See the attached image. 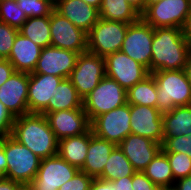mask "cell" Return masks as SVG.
Instances as JSON below:
<instances>
[{
	"mask_svg": "<svg viewBox=\"0 0 191 190\" xmlns=\"http://www.w3.org/2000/svg\"><path fill=\"white\" fill-rule=\"evenodd\" d=\"M174 179L191 176V158L186 153L165 152Z\"/></svg>",
	"mask_w": 191,
	"mask_h": 190,
	"instance_id": "cell-33",
	"label": "cell"
},
{
	"mask_svg": "<svg viewBox=\"0 0 191 190\" xmlns=\"http://www.w3.org/2000/svg\"><path fill=\"white\" fill-rule=\"evenodd\" d=\"M71 109H84L83 99L71 81L66 78L57 86L54 98L50 99L48 106L40 114L46 115L51 112Z\"/></svg>",
	"mask_w": 191,
	"mask_h": 190,
	"instance_id": "cell-25",
	"label": "cell"
},
{
	"mask_svg": "<svg viewBox=\"0 0 191 190\" xmlns=\"http://www.w3.org/2000/svg\"><path fill=\"white\" fill-rule=\"evenodd\" d=\"M131 134L139 135L163 144L162 113L155 107L130 105Z\"/></svg>",
	"mask_w": 191,
	"mask_h": 190,
	"instance_id": "cell-15",
	"label": "cell"
},
{
	"mask_svg": "<svg viewBox=\"0 0 191 190\" xmlns=\"http://www.w3.org/2000/svg\"><path fill=\"white\" fill-rule=\"evenodd\" d=\"M7 169L6 156L3 149V138L0 140V178L5 177Z\"/></svg>",
	"mask_w": 191,
	"mask_h": 190,
	"instance_id": "cell-44",
	"label": "cell"
},
{
	"mask_svg": "<svg viewBox=\"0 0 191 190\" xmlns=\"http://www.w3.org/2000/svg\"><path fill=\"white\" fill-rule=\"evenodd\" d=\"M93 135V131L90 128L82 135L60 139L58 155L70 165L80 170L85 163L89 141Z\"/></svg>",
	"mask_w": 191,
	"mask_h": 190,
	"instance_id": "cell-23",
	"label": "cell"
},
{
	"mask_svg": "<svg viewBox=\"0 0 191 190\" xmlns=\"http://www.w3.org/2000/svg\"><path fill=\"white\" fill-rule=\"evenodd\" d=\"M118 146L130 161L135 171L140 172L146 169L147 165L162 149V144L135 134H129Z\"/></svg>",
	"mask_w": 191,
	"mask_h": 190,
	"instance_id": "cell-18",
	"label": "cell"
},
{
	"mask_svg": "<svg viewBox=\"0 0 191 190\" xmlns=\"http://www.w3.org/2000/svg\"><path fill=\"white\" fill-rule=\"evenodd\" d=\"M79 171L58 154L41 159L37 175L28 184L31 190H58Z\"/></svg>",
	"mask_w": 191,
	"mask_h": 190,
	"instance_id": "cell-11",
	"label": "cell"
},
{
	"mask_svg": "<svg viewBox=\"0 0 191 190\" xmlns=\"http://www.w3.org/2000/svg\"><path fill=\"white\" fill-rule=\"evenodd\" d=\"M164 152L186 153L191 158V134L168 138L162 144Z\"/></svg>",
	"mask_w": 191,
	"mask_h": 190,
	"instance_id": "cell-35",
	"label": "cell"
},
{
	"mask_svg": "<svg viewBox=\"0 0 191 190\" xmlns=\"http://www.w3.org/2000/svg\"><path fill=\"white\" fill-rule=\"evenodd\" d=\"M157 83L150 73L127 90V103L157 108Z\"/></svg>",
	"mask_w": 191,
	"mask_h": 190,
	"instance_id": "cell-28",
	"label": "cell"
},
{
	"mask_svg": "<svg viewBox=\"0 0 191 190\" xmlns=\"http://www.w3.org/2000/svg\"><path fill=\"white\" fill-rule=\"evenodd\" d=\"M82 1L97 9L100 8L101 3H102V0H82Z\"/></svg>",
	"mask_w": 191,
	"mask_h": 190,
	"instance_id": "cell-48",
	"label": "cell"
},
{
	"mask_svg": "<svg viewBox=\"0 0 191 190\" xmlns=\"http://www.w3.org/2000/svg\"><path fill=\"white\" fill-rule=\"evenodd\" d=\"M21 186L19 182L5 177L0 178V190H18Z\"/></svg>",
	"mask_w": 191,
	"mask_h": 190,
	"instance_id": "cell-42",
	"label": "cell"
},
{
	"mask_svg": "<svg viewBox=\"0 0 191 190\" xmlns=\"http://www.w3.org/2000/svg\"><path fill=\"white\" fill-rule=\"evenodd\" d=\"M130 118V104L126 103L97 116L90 123V128L95 136L118 146L124 138L131 134Z\"/></svg>",
	"mask_w": 191,
	"mask_h": 190,
	"instance_id": "cell-8",
	"label": "cell"
},
{
	"mask_svg": "<svg viewBox=\"0 0 191 190\" xmlns=\"http://www.w3.org/2000/svg\"><path fill=\"white\" fill-rule=\"evenodd\" d=\"M157 186L174 187L175 179L168 161V157L161 149L143 171Z\"/></svg>",
	"mask_w": 191,
	"mask_h": 190,
	"instance_id": "cell-29",
	"label": "cell"
},
{
	"mask_svg": "<svg viewBox=\"0 0 191 190\" xmlns=\"http://www.w3.org/2000/svg\"><path fill=\"white\" fill-rule=\"evenodd\" d=\"M104 59L106 76L115 80L126 91L150 74L145 66L122 51L107 55Z\"/></svg>",
	"mask_w": 191,
	"mask_h": 190,
	"instance_id": "cell-12",
	"label": "cell"
},
{
	"mask_svg": "<svg viewBox=\"0 0 191 190\" xmlns=\"http://www.w3.org/2000/svg\"><path fill=\"white\" fill-rule=\"evenodd\" d=\"M54 9L87 34L100 19L99 9L82 0H55Z\"/></svg>",
	"mask_w": 191,
	"mask_h": 190,
	"instance_id": "cell-20",
	"label": "cell"
},
{
	"mask_svg": "<svg viewBox=\"0 0 191 190\" xmlns=\"http://www.w3.org/2000/svg\"><path fill=\"white\" fill-rule=\"evenodd\" d=\"M3 149L7 161L5 178L28 185L37 175L41 158L11 135L3 138Z\"/></svg>",
	"mask_w": 191,
	"mask_h": 190,
	"instance_id": "cell-4",
	"label": "cell"
},
{
	"mask_svg": "<svg viewBox=\"0 0 191 190\" xmlns=\"http://www.w3.org/2000/svg\"><path fill=\"white\" fill-rule=\"evenodd\" d=\"M191 12V0H161L151 5L141 18L153 28L173 27L182 29Z\"/></svg>",
	"mask_w": 191,
	"mask_h": 190,
	"instance_id": "cell-10",
	"label": "cell"
},
{
	"mask_svg": "<svg viewBox=\"0 0 191 190\" xmlns=\"http://www.w3.org/2000/svg\"><path fill=\"white\" fill-rule=\"evenodd\" d=\"M191 50L182 29L154 28L151 73L154 71L183 70Z\"/></svg>",
	"mask_w": 191,
	"mask_h": 190,
	"instance_id": "cell-1",
	"label": "cell"
},
{
	"mask_svg": "<svg viewBox=\"0 0 191 190\" xmlns=\"http://www.w3.org/2000/svg\"><path fill=\"white\" fill-rule=\"evenodd\" d=\"M140 15L145 12L148 0H126Z\"/></svg>",
	"mask_w": 191,
	"mask_h": 190,
	"instance_id": "cell-45",
	"label": "cell"
},
{
	"mask_svg": "<svg viewBox=\"0 0 191 190\" xmlns=\"http://www.w3.org/2000/svg\"><path fill=\"white\" fill-rule=\"evenodd\" d=\"M159 1H161V0H148L147 5H146V8H145V11H146L151 5L157 4Z\"/></svg>",
	"mask_w": 191,
	"mask_h": 190,
	"instance_id": "cell-49",
	"label": "cell"
},
{
	"mask_svg": "<svg viewBox=\"0 0 191 190\" xmlns=\"http://www.w3.org/2000/svg\"><path fill=\"white\" fill-rule=\"evenodd\" d=\"M184 36L188 43L191 45V12L188 14L185 25L182 28Z\"/></svg>",
	"mask_w": 191,
	"mask_h": 190,
	"instance_id": "cell-46",
	"label": "cell"
},
{
	"mask_svg": "<svg viewBox=\"0 0 191 190\" xmlns=\"http://www.w3.org/2000/svg\"><path fill=\"white\" fill-rule=\"evenodd\" d=\"M51 46L77 53L87 51V33L55 9L50 15Z\"/></svg>",
	"mask_w": 191,
	"mask_h": 190,
	"instance_id": "cell-13",
	"label": "cell"
},
{
	"mask_svg": "<svg viewBox=\"0 0 191 190\" xmlns=\"http://www.w3.org/2000/svg\"><path fill=\"white\" fill-rule=\"evenodd\" d=\"M128 25L100 18L87 34V51L103 58L120 51Z\"/></svg>",
	"mask_w": 191,
	"mask_h": 190,
	"instance_id": "cell-5",
	"label": "cell"
},
{
	"mask_svg": "<svg viewBox=\"0 0 191 190\" xmlns=\"http://www.w3.org/2000/svg\"><path fill=\"white\" fill-rule=\"evenodd\" d=\"M15 72L14 67L8 59L0 60V86L3 85Z\"/></svg>",
	"mask_w": 191,
	"mask_h": 190,
	"instance_id": "cell-39",
	"label": "cell"
},
{
	"mask_svg": "<svg viewBox=\"0 0 191 190\" xmlns=\"http://www.w3.org/2000/svg\"><path fill=\"white\" fill-rule=\"evenodd\" d=\"M45 117L58 140L82 135L90 129V121L84 109L51 112Z\"/></svg>",
	"mask_w": 191,
	"mask_h": 190,
	"instance_id": "cell-17",
	"label": "cell"
},
{
	"mask_svg": "<svg viewBox=\"0 0 191 190\" xmlns=\"http://www.w3.org/2000/svg\"><path fill=\"white\" fill-rule=\"evenodd\" d=\"M18 190H31L28 185H22Z\"/></svg>",
	"mask_w": 191,
	"mask_h": 190,
	"instance_id": "cell-51",
	"label": "cell"
},
{
	"mask_svg": "<svg viewBox=\"0 0 191 190\" xmlns=\"http://www.w3.org/2000/svg\"><path fill=\"white\" fill-rule=\"evenodd\" d=\"M11 136L41 159L58 154L59 140L43 114L29 113L16 117Z\"/></svg>",
	"mask_w": 191,
	"mask_h": 190,
	"instance_id": "cell-2",
	"label": "cell"
},
{
	"mask_svg": "<svg viewBox=\"0 0 191 190\" xmlns=\"http://www.w3.org/2000/svg\"><path fill=\"white\" fill-rule=\"evenodd\" d=\"M151 74L157 83V109L161 113L177 106L191 105V84L184 70L154 71Z\"/></svg>",
	"mask_w": 191,
	"mask_h": 190,
	"instance_id": "cell-3",
	"label": "cell"
},
{
	"mask_svg": "<svg viewBox=\"0 0 191 190\" xmlns=\"http://www.w3.org/2000/svg\"><path fill=\"white\" fill-rule=\"evenodd\" d=\"M132 187L133 190H154L155 185L144 172L136 171L132 176Z\"/></svg>",
	"mask_w": 191,
	"mask_h": 190,
	"instance_id": "cell-38",
	"label": "cell"
},
{
	"mask_svg": "<svg viewBox=\"0 0 191 190\" xmlns=\"http://www.w3.org/2000/svg\"><path fill=\"white\" fill-rule=\"evenodd\" d=\"M106 76L105 59L89 51L80 53L69 80L84 100Z\"/></svg>",
	"mask_w": 191,
	"mask_h": 190,
	"instance_id": "cell-7",
	"label": "cell"
},
{
	"mask_svg": "<svg viewBox=\"0 0 191 190\" xmlns=\"http://www.w3.org/2000/svg\"><path fill=\"white\" fill-rule=\"evenodd\" d=\"M19 30L0 21V58L7 59Z\"/></svg>",
	"mask_w": 191,
	"mask_h": 190,
	"instance_id": "cell-34",
	"label": "cell"
},
{
	"mask_svg": "<svg viewBox=\"0 0 191 190\" xmlns=\"http://www.w3.org/2000/svg\"><path fill=\"white\" fill-rule=\"evenodd\" d=\"M173 188L175 190H191V176L177 179Z\"/></svg>",
	"mask_w": 191,
	"mask_h": 190,
	"instance_id": "cell-43",
	"label": "cell"
},
{
	"mask_svg": "<svg viewBox=\"0 0 191 190\" xmlns=\"http://www.w3.org/2000/svg\"><path fill=\"white\" fill-rule=\"evenodd\" d=\"M93 178L79 170L71 180L60 186L58 190H89Z\"/></svg>",
	"mask_w": 191,
	"mask_h": 190,
	"instance_id": "cell-36",
	"label": "cell"
},
{
	"mask_svg": "<svg viewBox=\"0 0 191 190\" xmlns=\"http://www.w3.org/2000/svg\"><path fill=\"white\" fill-rule=\"evenodd\" d=\"M14 122L15 117L0 102V140L11 135Z\"/></svg>",
	"mask_w": 191,
	"mask_h": 190,
	"instance_id": "cell-37",
	"label": "cell"
},
{
	"mask_svg": "<svg viewBox=\"0 0 191 190\" xmlns=\"http://www.w3.org/2000/svg\"><path fill=\"white\" fill-rule=\"evenodd\" d=\"M183 70L186 74L188 82L191 84V50L186 60L185 68Z\"/></svg>",
	"mask_w": 191,
	"mask_h": 190,
	"instance_id": "cell-47",
	"label": "cell"
},
{
	"mask_svg": "<svg viewBox=\"0 0 191 190\" xmlns=\"http://www.w3.org/2000/svg\"><path fill=\"white\" fill-rule=\"evenodd\" d=\"M154 190H170V188L166 186H157Z\"/></svg>",
	"mask_w": 191,
	"mask_h": 190,
	"instance_id": "cell-50",
	"label": "cell"
},
{
	"mask_svg": "<svg viewBox=\"0 0 191 190\" xmlns=\"http://www.w3.org/2000/svg\"><path fill=\"white\" fill-rule=\"evenodd\" d=\"M27 17L50 16L55 0H16Z\"/></svg>",
	"mask_w": 191,
	"mask_h": 190,
	"instance_id": "cell-32",
	"label": "cell"
},
{
	"mask_svg": "<svg viewBox=\"0 0 191 190\" xmlns=\"http://www.w3.org/2000/svg\"><path fill=\"white\" fill-rule=\"evenodd\" d=\"M79 53L53 46L42 48L34 72L61 78H69L75 68Z\"/></svg>",
	"mask_w": 191,
	"mask_h": 190,
	"instance_id": "cell-16",
	"label": "cell"
},
{
	"mask_svg": "<svg viewBox=\"0 0 191 190\" xmlns=\"http://www.w3.org/2000/svg\"><path fill=\"white\" fill-rule=\"evenodd\" d=\"M130 161L126 158L123 151L116 146L111 152L102 175L99 177L104 180L114 181L118 178L133 176L135 173Z\"/></svg>",
	"mask_w": 191,
	"mask_h": 190,
	"instance_id": "cell-30",
	"label": "cell"
},
{
	"mask_svg": "<svg viewBox=\"0 0 191 190\" xmlns=\"http://www.w3.org/2000/svg\"><path fill=\"white\" fill-rule=\"evenodd\" d=\"M28 86L29 73L19 71L0 86V102L15 118L29 114Z\"/></svg>",
	"mask_w": 191,
	"mask_h": 190,
	"instance_id": "cell-14",
	"label": "cell"
},
{
	"mask_svg": "<svg viewBox=\"0 0 191 190\" xmlns=\"http://www.w3.org/2000/svg\"><path fill=\"white\" fill-rule=\"evenodd\" d=\"M16 0H0V21L20 29L27 20Z\"/></svg>",
	"mask_w": 191,
	"mask_h": 190,
	"instance_id": "cell-31",
	"label": "cell"
},
{
	"mask_svg": "<svg viewBox=\"0 0 191 190\" xmlns=\"http://www.w3.org/2000/svg\"><path fill=\"white\" fill-rule=\"evenodd\" d=\"M115 147L116 145L114 143L93 135L89 141L85 163L80 170L92 178H99Z\"/></svg>",
	"mask_w": 191,
	"mask_h": 190,
	"instance_id": "cell-22",
	"label": "cell"
},
{
	"mask_svg": "<svg viewBox=\"0 0 191 190\" xmlns=\"http://www.w3.org/2000/svg\"><path fill=\"white\" fill-rule=\"evenodd\" d=\"M41 51L40 46L18 33L7 59L15 71L32 73L36 68Z\"/></svg>",
	"mask_w": 191,
	"mask_h": 190,
	"instance_id": "cell-21",
	"label": "cell"
},
{
	"mask_svg": "<svg viewBox=\"0 0 191 190\" xmlns=\"http://www.w3.org/2000/svg\"><path fill=\"white\" fill-rule=\"evenodd\" d=\"M111 182L115 185V190H133L132 176L118 178Z\"/></svg>",
	"mask_w": 191,
	"mask_h": 190,
	"instance_id": "cell-41",
	"label": "cell"
},
{
	"mask_svg": "<svg viewBox=\"0 0 191 190\" xmlns=\"http://www.w3.org/2000/svg\"><path fill=\"white\" fill-rule=\"evenodd\" d=\"M63 79L53 75L29 73V113L40 114L48 106L50 99L54 98L56 88Z\"/></svg>",
	"mask_w": 191,
	"mask_h": 190,
	"instance_id": "cell-19",
	"label": "cell"
},
{
	"mask_svg": "<svg viewBox=\"0 0 191 190\" xmlns=\"http://www.w3.org/2000/svg\"><path fill=\"white\" fill-rule=\"evenodd\" d=\"M154 28L142 18L129 24L121 50L131 59L145 66L151 73Z\"/></svg>",
	"mask_w": 191,
	"mask_h": 190,
	"instance_id": "cell-9",
	"label": "cell"
},
{
	"mask_svg": "<svg viewBox=\"0 0 191 190\" xmlns=\"http://www.w3.org/2000/svg\"><path fill=\"white\" fill-rule=\"evenodd\" d=\"M163 143L171 137L191 134V105L177 106L162 113Z\"/></svg>",
	"mask_w": 191,
	"mask_h": 190,
	"instance_id": "cell-24",
	"label": "cell"
},
{
	"mask_svg": "<svg viewBox=\"0 0 191 190\" xmlns=\"http://www.w3.org/2000/svg\"><path fill=\"white\" fill-rule=\"evenodd\" d=\"M19 33L41 48L51 46L50 16L28 17Z\"/></svg>",
	"mask_w": 191,
	"mask_h": 190,
	"instance_id": "cell-27",
	"label": "cell"
},
{
	"mask_svg": "<svg viewBox=\"0 0 191 190\" xmlns=\"http://www.w3.org/2000/svg\"><path fill=\"white\" fill-rule=\"evenodd\" d=\"M99 15L105 20L127 24L135 23L141 18V15L126 0H102Z\"/></svg>",
	"mask_w": 191,
	"mask_h": 190,
	"instance_id": "cell-26",
	"label": "cell"
},
{
	"mask_svg": "<svg viewBox=\"0 0 191 190\" xmlns=\"http://www.w3.org/2000/svg\"><path fill=\"white\" fill-rule=\"evenodd\" d=\"M127 103V91L115 80L105 76L83 100L90 123L97 117Z\"/></svg>",
	"mask_w": 191,
	"mask_h": 190,
	"instance_id": "cell-6",
	"label": "cell"
},
{
	"mask_svg": "<svg viewBox=\"0 0 191 190\" xmlns=\"http://www.w3.org/2000/svg\"><path fill=\"white\" fill-rule=\"evenodd\" d=\"M89 190H115V185L108 180L93 178Z\"/></svg>",
	"mask_w": 191,
	"mask_h": 190,
	"instance_id": "cell-40",
	"label": "cell"
}]
</instances>
